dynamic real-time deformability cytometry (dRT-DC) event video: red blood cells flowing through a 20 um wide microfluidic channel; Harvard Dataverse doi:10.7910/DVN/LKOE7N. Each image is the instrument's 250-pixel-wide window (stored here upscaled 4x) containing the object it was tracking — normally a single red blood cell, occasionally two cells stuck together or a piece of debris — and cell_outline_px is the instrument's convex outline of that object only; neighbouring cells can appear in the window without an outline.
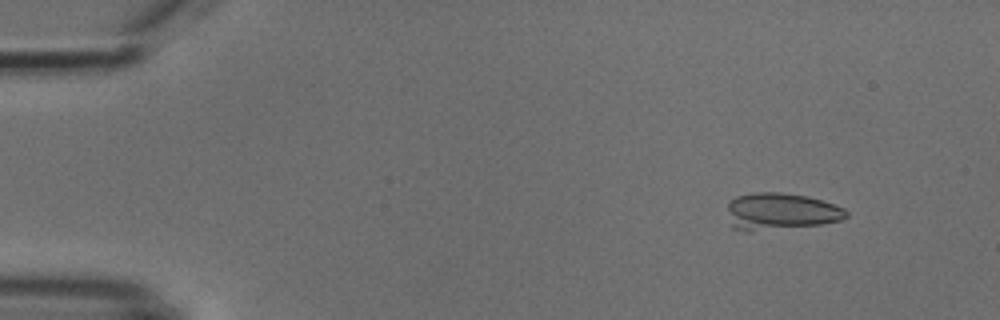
{"species": "common noctule bat (a hibernating species)", "species_latin": "Nyctalus noctula", "temperature_condition": "cold", "stored_images_in_passage": 3, "camera_frame_rate_fps": 3000, "um_per_image_px": 0.085, "animal": {"sex": "male", "body_mass_g": 18.8}, "frame": {"image": 1, "passage_image": 1, "time_ms": 0.0, "image_size_px": [1000, 320], "cell_outline_px": [[848, 216], [840, 220], [820, 224], [748, 232], [732, 228], [728, 208], [728, 200], [736, 196], [756, 192], [780, 192], [808, 196], [844, 208], [848, 212]], "centroid_in_image_um": [66.32, 17.97], "position_along_channel_um": 18.7, "area_um2": 25.55}}